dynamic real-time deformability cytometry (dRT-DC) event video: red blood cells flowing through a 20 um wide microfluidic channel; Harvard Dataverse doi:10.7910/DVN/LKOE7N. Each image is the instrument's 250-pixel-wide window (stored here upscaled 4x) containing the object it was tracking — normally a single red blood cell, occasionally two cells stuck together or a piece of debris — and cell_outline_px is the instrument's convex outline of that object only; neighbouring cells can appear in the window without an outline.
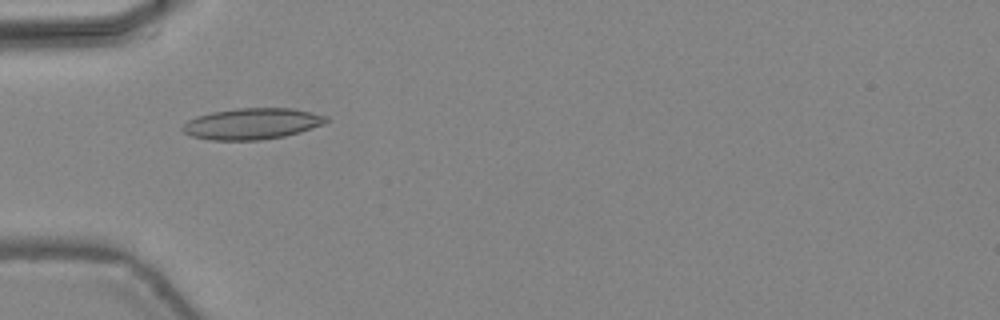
{"species": "common noctule bat (a hibernating species)", "species_latin": "Nyctalus noctula", "temperature_condition": "warm", "stored_images_in_passage": 47, "camera_frame_rate_fps": 3000, "um_per_image_px": 0.085, "animal": {"sex": "female", "body_mass_g": 24.6, "forearm_length_mm": 56.2}, "frame": {"image": 1, "passage_image": 16, "time_ms": 5.0, "image_size_px": [1000, 320], "cell_outline_px": [[328, 120], [324, 124], [300, 132], [284, 136], [260, 140], [212, 140], [192, 136], [184, 132], [180, 128], [188, 120], [196, 116], [212, 112], [236, 108], [292, 108], [312, 112], [328, 116]], "centroid_in_image_um": [21.43, 10.51], "position_along_channel_um": 63.6, "area_um2": 26.13}}
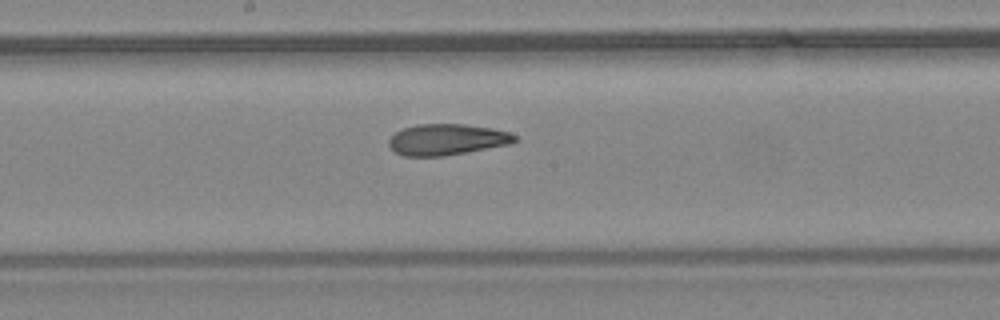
{"frame": {"image": 2, "passage_image": 26, "time_ms": 8.333, "image_size_px": [1000, 320], "cell_outline_px": [[520, 140], [512, 144], [444, 156], [404, 156], [396, 152], [388, 144], [388, 140], [396, 132], [404, 128], [416, 124], [464, 124], [492, 128], [508, 132], [516, 136]], "centroid_in_image_um": [38.02, 11.86], "position_along_channel_um": 210.2, "area_um2": 22.89}}
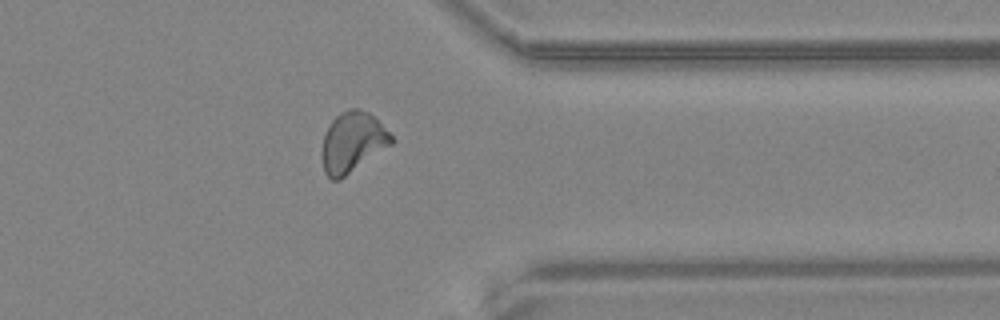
{"frame": {"image": 3, "passage_image": 38, "time_ms": 12.333, "image_size_px": [1000, 320], "cell_outline_px": [[392, 144], [340, 180], [332, 180], [324, 172], [324, 136], [332, 120], [340, 112], [348, 108], [360, 108], [368, 112], [392, 136]], "centroid_in_image_um": [29.97, 12.08], "position_along_channel_um": 381.4, "area_um2": 23.76}, "authors_computed_cell_mechanics": {"area_um2": 23.5246, "velocity_mm_per_s": 4.4576, "shape_relaxation_time_tau1_ms": 10.0034, "shape_relaxation_time_tau2_ms": 2.2513, "deformation_change_tau1": 0.2266, "deformation_change_tau2": 0.0909}}